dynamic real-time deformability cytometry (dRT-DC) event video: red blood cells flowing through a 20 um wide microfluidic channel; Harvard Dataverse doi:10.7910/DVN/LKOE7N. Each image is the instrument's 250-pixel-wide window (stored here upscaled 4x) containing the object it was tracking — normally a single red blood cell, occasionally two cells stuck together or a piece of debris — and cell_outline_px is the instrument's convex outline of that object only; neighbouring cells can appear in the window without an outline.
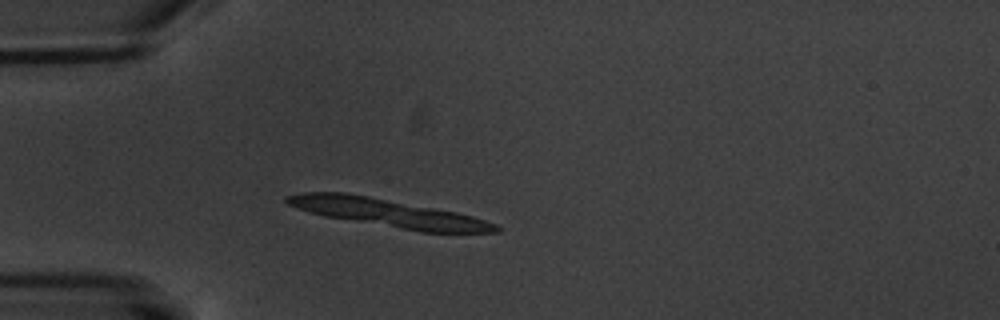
{"species": "common noctule bat (a hibernating species)", "species_latin": "Nyctalus noctula", "temperature_condition": "warm", "stored_images_in_passage": 5, "segment_of_instrument_passage": [1, 2], "camera_frame_rate_fps": 3000, "um_per_image_px": 0.085, "animal": {"sex": "male", "body_mass_g": 20.1, "forearm_length_mm": 53.5}, "frame": {"image": 1, "passage_image": 3, "time_ms": 3.0, "image_size_px": [1000, 320], "cell_outline_px": [[500, 232], [420, 232], [324, 216], [308, 212], [296, 208], [288, 204], [284, 200], [284, 196], [300, 192], [344, 192], [368, 196], [456, 212], [472, 216], [496, 224], [500, 228]], "centroid_in_image_um": [32.93, 18.09], "position_along_channel_um": 52.1, "area_um2": 33.93}}